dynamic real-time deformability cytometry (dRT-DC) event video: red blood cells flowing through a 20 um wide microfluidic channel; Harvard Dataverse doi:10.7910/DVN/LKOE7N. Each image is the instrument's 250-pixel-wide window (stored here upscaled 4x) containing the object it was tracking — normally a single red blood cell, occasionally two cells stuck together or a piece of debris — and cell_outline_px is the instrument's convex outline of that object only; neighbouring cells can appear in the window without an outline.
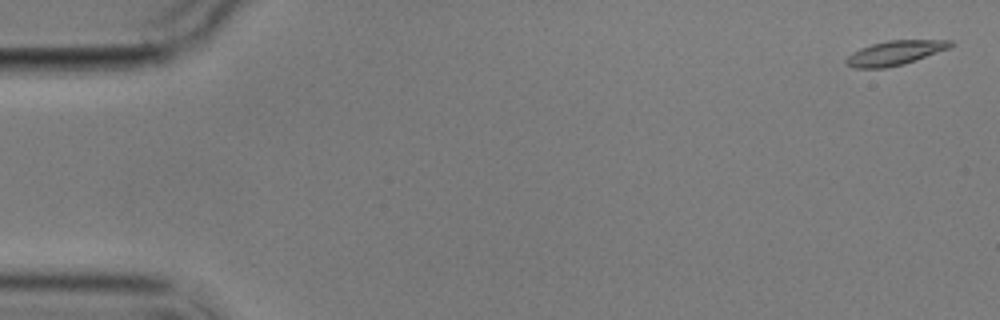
{"species": "common noctule bat (a hibernating species)", "species_latin": "Nyctalus noctula", "temperature_condition": "cold", "stored_images_in_passage": 5, "camera_frame_rate_fps": 3000, "um_per_image_px": 0.085, "animal": {"sex": "male", "body_mass_g": 17.9}, "frame": {"image": 1, "passage_image": 1, "time_ms": 0.0, "image_size_px": [1000, 320], "cell_outline_px": [[956, 44], [952, 48], [904, 64], [884, 68], [852, 68], [844, 64], [844, 60], [852, 52], [860, 48], [872, 44], [888, 40], [952, 40]], "centroid_in_image_um": [76.1, 4.5], "position_along_channel_um": 8.9, "area_um2": 15.14}}
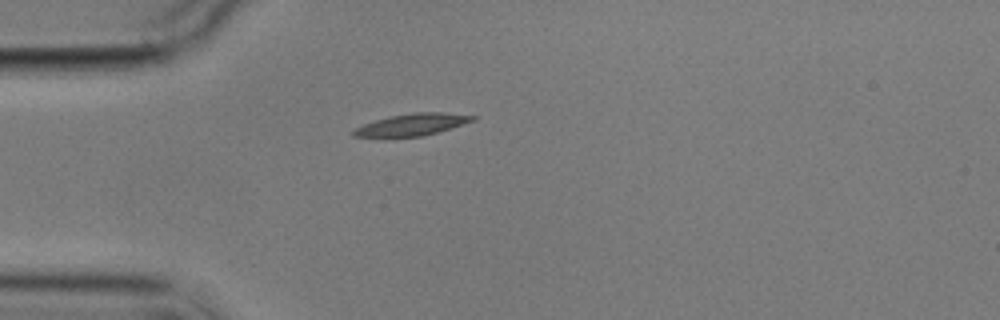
{"frame": {"image": 2, "passage_image": 5, "time_ms": 4.667, "image_size_px": [1000, 320], "cell_outline_px": [[476, 120], [424, 136], [352, 136], [352, 132], [356, 128], [364, 124], [376, 120], [392, 116], [412, 112], [444, 112], [476, 116]], "centroid_in_image_um": [35.08, 10.57], "position_along_channel_um": 49.9, "area_um2": 14.85}}